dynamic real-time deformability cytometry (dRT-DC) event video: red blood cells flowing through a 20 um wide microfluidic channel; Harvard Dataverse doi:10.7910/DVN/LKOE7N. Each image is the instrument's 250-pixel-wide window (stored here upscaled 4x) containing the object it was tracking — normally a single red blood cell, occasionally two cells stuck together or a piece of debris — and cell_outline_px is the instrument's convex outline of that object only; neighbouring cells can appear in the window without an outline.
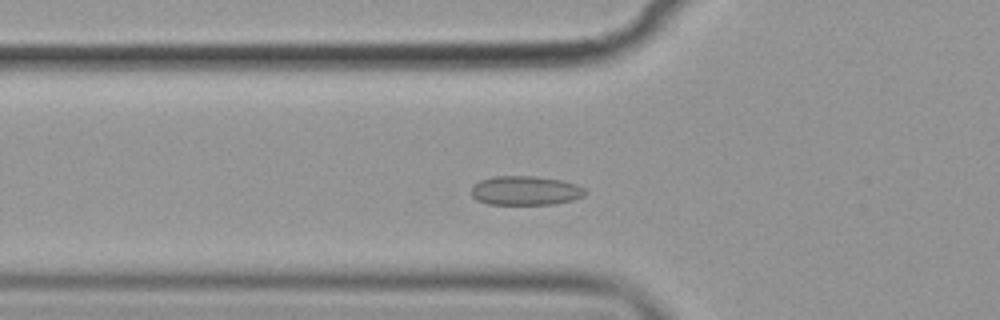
{"species": "common noctule bat (a hibernating species)", "species_latin": "Nyctalus noctula", "temperature_condition": "cold", "stored_images_in_passage": 46, "camera_frame_rate_fps": 3000, "um_per_image_px": 0.085, "animal": {"sex": "female", "body_mass_g": 19.9}, "frame": {"image": 1, "passage_image": 9, "time_ms": 2.667, "image_size_px": [1000, 320], "cell_outline_px": [[588, 192], [584, 196], [572, 200], [552, 204], [488, 204], [476, 200], [472, 196], [472, 184], [480, 180], [492, 176], [536, 176], [560, 180], [576, 184], [584, 188]], "centroid_in_image_um": [44.64, 16.19], "position_along_channel_um": 81.2, "area_um2": 19.48}}
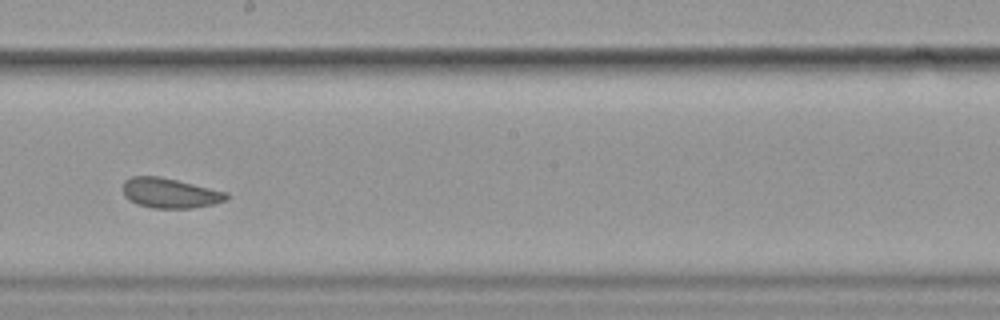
{"frame": {"image": 2, "passage_image": 22, "time_ms": 7.0, "image_size_px": [1000, 320], "cell_outline_px": [[228, 196], [224, 200], [212, 204], [192, 208], [152, 208], [136, 204], [128, 200], [124, 196], [124, 180], [132, 176], [160, 176], [228, 192]], "centroid_in_image_um": [14.41, 16.41], "position_along_channel_um": 233.8, "area_um2": 18.03}}
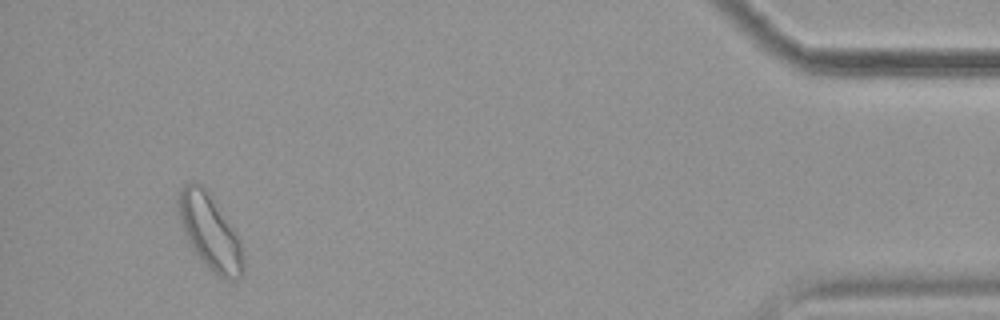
{"frame": {"image": 3, "passage_image": 43, "time_ms": 14.0, "image_size_px": [1000, 320], "cell_outline_px": [[244, 272], [240, 276], [232, 280], [224, 280], [208, 268], [200, 260], [188, 240], [184, 232], [180, 220], [176, 204], [180, 192], [184, 184], [200, 184], [204, 188], [232, 228], [240, 240], [244, 260]], "centroid_in_image_um": [17.84, 19.79], "position_along_channel_um": 417.4, "area_um2": 27.63}, "authors_computed_cell_mechanics": {"area_um2": 19.3919, "velocity_mm_per_s": 3.5363, "shape_relaxation_time_tau1_ms": null, "shape_relaxation_time_tau2_ms": 2.4122, "deformation_change_tau1": null, "deformation_change_tau2": 0.0497}}